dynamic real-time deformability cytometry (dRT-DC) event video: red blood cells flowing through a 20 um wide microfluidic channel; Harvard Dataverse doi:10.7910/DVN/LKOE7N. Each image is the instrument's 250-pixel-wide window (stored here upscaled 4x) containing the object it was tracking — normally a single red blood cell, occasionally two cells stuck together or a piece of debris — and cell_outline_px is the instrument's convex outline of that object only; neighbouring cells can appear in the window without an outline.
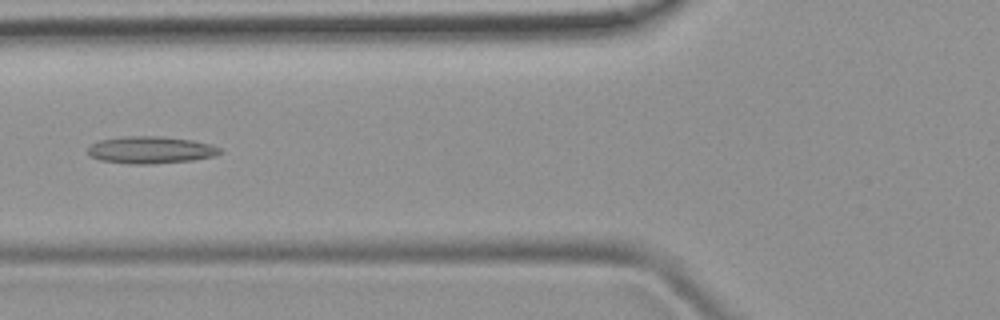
{"species": "common noctule bat (a hibernating species)", "species_latin": "Nyctalus noctula", "temperature_condition": "room temperature", "stored_images_in_passage": 42, "camera_frame_rate_fps": 3000, "um_per_image_px": 0.085, "animal": {"sex": "female", "body_mass_g": 19.9}, "frame": {"image": 1, "passage_image": 19, "time_ms": 6.0, "image_size_px": [1000, 320], "cell_outline_px": [[224, 152], [216, 156], [192, 160], [156, 164], [128, 164], [100, 160], [88, 156], [88, 148], [92, 144], [100, 140], [124, 136], [160, 136], [192, 140], [212, 144], [220, 148]], "centroid_in_image_um": [12.83, 12.75], "position_along_channel_um": 113.0, "area_um2": 21.15}}
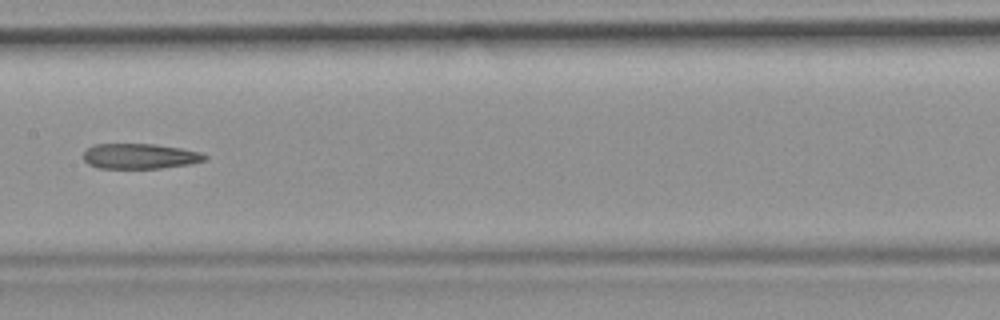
{"frame": {"image": 2, "passage_image": 25, "time_ms": 8.0, "image_size_px": [1000, 320], "cell_outline_px": [[208, 156], [204, 160], [192, 164], [160, 168], [96, 168], [88, 164], [84, 160], [84, 152], [92, 144], [156, 144], [180, 148], [200, 152]], "centroid_in_image_um": [11.88, 13.28], "position_along_channel_um": 195.5, "area_um2": 17.92}}
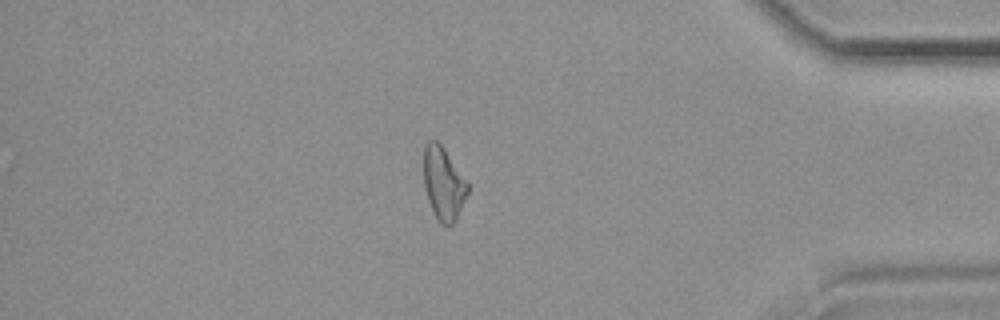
{"frame": {"image": 3, "passage_image": 42, "time_ms": 13.667, "image_size_px": [1000, 320], "cell_outline_px": [[468, 192], [456, 220], [448, 228], [440, 224], [436, 220], [428, 200], [424, 188], [424, 148], [428, 140], [436, 140], [444, 148], [468, 184]], "centroid_in_image_um": [37.67, 15.65], "position_along_channel_um": 397.5, "area_um2": 18.67}}